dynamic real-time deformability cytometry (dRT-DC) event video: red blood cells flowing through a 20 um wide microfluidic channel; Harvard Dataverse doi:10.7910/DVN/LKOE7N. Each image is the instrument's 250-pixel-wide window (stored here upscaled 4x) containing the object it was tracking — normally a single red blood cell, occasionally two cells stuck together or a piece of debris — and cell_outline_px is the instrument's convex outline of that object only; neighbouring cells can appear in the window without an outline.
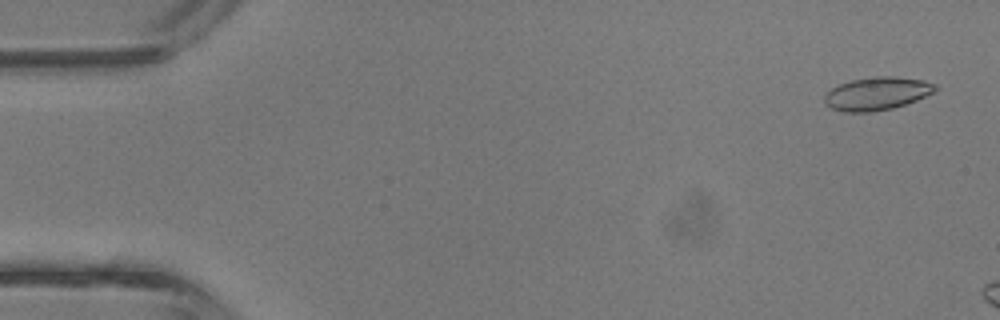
{"species": "common noctule bat (a hibernating species)", "species_latin": "Nyctalus noctula", "temperature_condition": "room temperature", "stored_images_in_passage": 7, "camera_frame_rate_fps": 3000, "um_per_image_px": 0.085, "animal": {"sex": "male", "body_mass_g": 13.3}, "frame": {"image": 1, "passage_image": 2, "time_ms": 0.333, "image_size_px": [1000, 320], "cell_outline_px": [[936, 92], [916, 100], [892, 108], [868, 112], [844, 112], [832, 108], [824, 104], [824, 96], [832, 88], [840, 84], [852, 80], [876, 76], [896, 76], [924, 80], [936, 84]], "centroid_in_image_um": [74.55, 7.95], "position_along_channel_um": 10.4, "area_um2": 21.27}}